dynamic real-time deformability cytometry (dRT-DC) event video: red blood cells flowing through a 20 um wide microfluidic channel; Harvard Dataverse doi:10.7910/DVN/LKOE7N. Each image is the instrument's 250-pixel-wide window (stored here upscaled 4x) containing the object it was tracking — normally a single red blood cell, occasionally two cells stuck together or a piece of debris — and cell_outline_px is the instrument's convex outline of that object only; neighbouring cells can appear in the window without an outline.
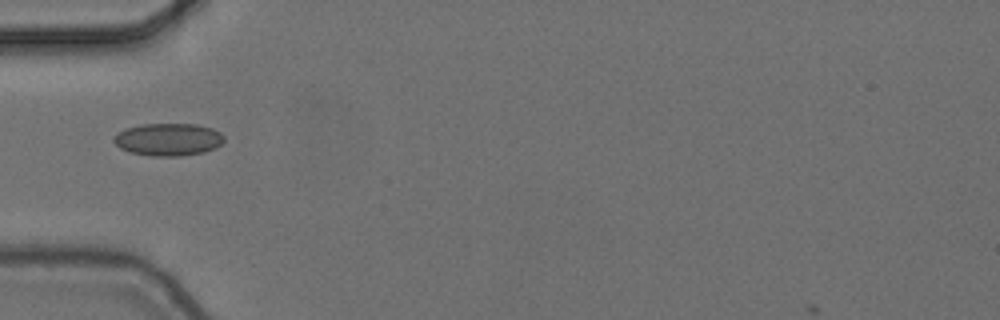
{"species": "common noctule bat (a hibernating species)", "species_latin": "Nyctalus noctula", "temperature_condition": "cold", "stored_images_in_passage": 2, "camera_frame_rate_fps": 3000, "um_per_image_px": 0.085, "animal": {"sex": "female", "body_mass_g": 24.6, "forearm_length_mm": 56.2}, "frame": {"image": 1, "passage_image": 2, "time_ms": 0.333, "image_size_px": [1000, 320], "cell_outline_px": [[224, 140], [216, 148], [204, 152], [180, 156], [152, 156], [128, 152], [120, 148], [112, 140], [124, 128], [140, 124], [196, 124], [212, 128], [220, 132], [224, 136]], "centroid_in_image_um": [14.31, 11.85], "position_along_channel_um": 70.7, "area_um2": 20.98}}